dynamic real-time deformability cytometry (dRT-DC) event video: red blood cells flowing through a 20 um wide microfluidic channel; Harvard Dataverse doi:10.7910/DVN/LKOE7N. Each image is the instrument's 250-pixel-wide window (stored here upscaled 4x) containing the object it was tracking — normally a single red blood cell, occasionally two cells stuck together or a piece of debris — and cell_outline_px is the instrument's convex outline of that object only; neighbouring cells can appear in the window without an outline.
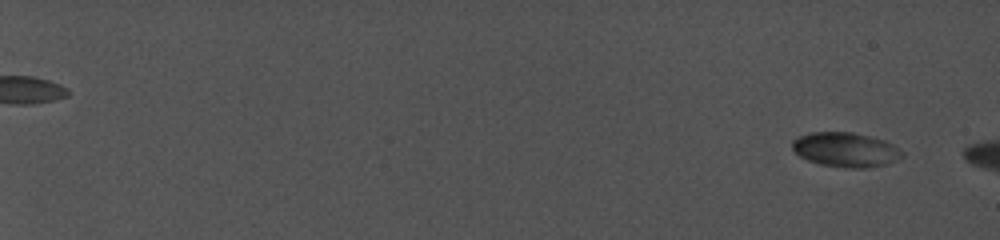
{"species": "common noctule bat (a hibernating species)", "species_latin": "Nyctalus noctula", "temperature_condition": "cold", "stored_images_in_passage": 17, "camera_frame_rate_fps": 5000, "um_per_image_px": 0.085, "animal": {"sex": "female", "body_mass_g": 19.0, "forearm_length_mm": 56.7}, "frame": {"image": 1, "passage_image": 10, "time_ms": 2.0, "image_size_px": [1000, 240], "cell_outline_px": [[872, 164], [828, 164], [812, 160], [796, 152], [792, 144], [796, 140], [804, 136], [820, 132], [844, 132], [856, 136]], "centroid_in_image_um": [70.73, 12.62], "position_along_channel_um": 14.3, "area_um2": 13.76}}